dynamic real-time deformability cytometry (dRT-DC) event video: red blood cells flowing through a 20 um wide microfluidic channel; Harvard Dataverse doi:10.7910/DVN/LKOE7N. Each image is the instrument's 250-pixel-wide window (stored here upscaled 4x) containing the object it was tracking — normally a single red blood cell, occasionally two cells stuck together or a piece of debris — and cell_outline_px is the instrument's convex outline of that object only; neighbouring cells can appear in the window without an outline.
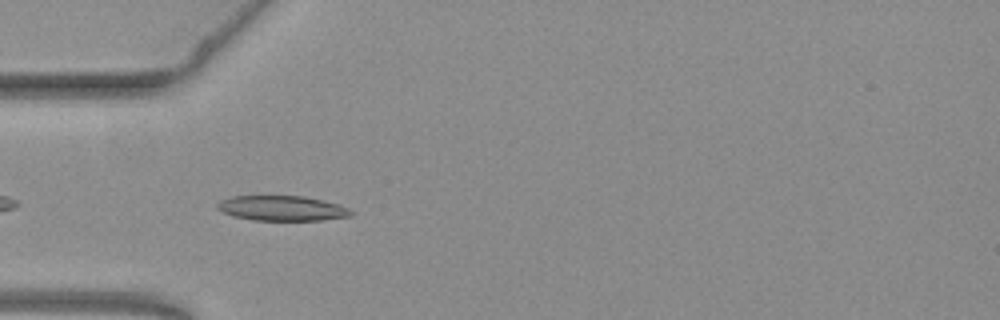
{"species": "common noctule bat (a hibernating species)", "species_latin": "Nyctalus noctula", "temperature_condition": "warm", "stored_images_in_passage": 30, "camera_frame_rate_fps": 3000, "um_per_image_px": 0.085, "animal": {"sex": "female", "body_mass_g": 19.3, "forearm_length_mm": 54.1}, "frame": {"image": 1, "passage_image": 3, "time_ms": 0.667, "image_size_px": [1000, 320], "cell_outline_px": [[352, 216], [320, 220], [252, 220], [232, 216], [220, 212], [216, 208], [216, 204], [220, 200], [232, 196], [304, 196], [324, 200], [348, 208], [352, 212]], "centroid_in_image_um": [23.91, 17.7], "position_along_channel_um": 61.1, "area_um2": 19.59}}
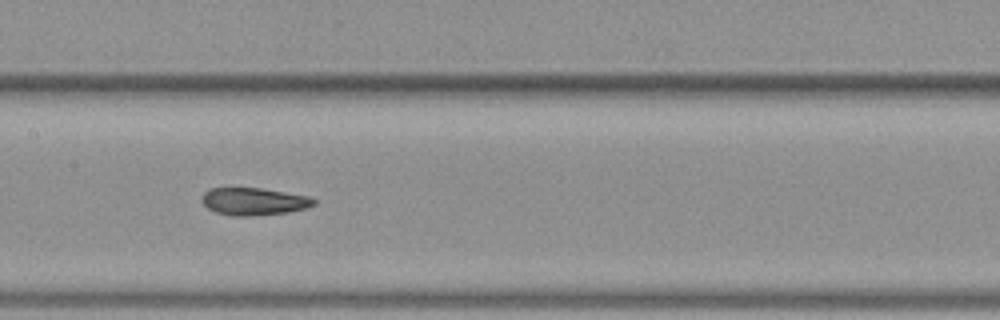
{"frame": {"image": 2, "passage_image": 13, "time_ms": 4.0, "image_size_px": [1000, 320], "cell_outline_px": [[316, 204], [308, 208], [288, 212], [252, 216], [232, 216], [216, 212], [208, 208], [200, 200], [200, 196], [208, 188], [260, 188], [308, 196], [316, 200]], "centroid_in_image_um": [21.55, 17.12], "position_along_channel_um": 185.8, "area_um2": 18.03}}
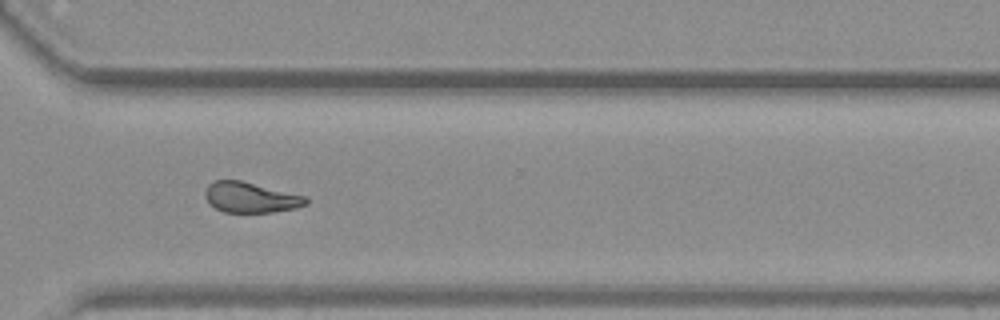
{"frame": {"image": 3, "passage_image": 26, "time_ms": 8.333, "image_size_px": [1000, 320], "cell_outline_px": [[308, 204], [296, 208], [272, 212], [224, 212], [208, 204], [204, 196], [204, 192], [208, 184], [212, 180], [240, 180], [308, 196]], "centroid_in_image_um": [21.3, 16.77], "position_along_channel_um": 349.3, "area_um2": 18.15}, "authors_computed_cell_mechanics": {"area_um2": 18.6405, "velocity_mm_per_s": 3.7827, "shape_relaxation_time_tau1_ms": 5.1236, "shape_relaxation_time_tau2_ms": 2.6948, "deformation_change_tau1": 0.173, "deformation_change_tau2": 0.1077}}